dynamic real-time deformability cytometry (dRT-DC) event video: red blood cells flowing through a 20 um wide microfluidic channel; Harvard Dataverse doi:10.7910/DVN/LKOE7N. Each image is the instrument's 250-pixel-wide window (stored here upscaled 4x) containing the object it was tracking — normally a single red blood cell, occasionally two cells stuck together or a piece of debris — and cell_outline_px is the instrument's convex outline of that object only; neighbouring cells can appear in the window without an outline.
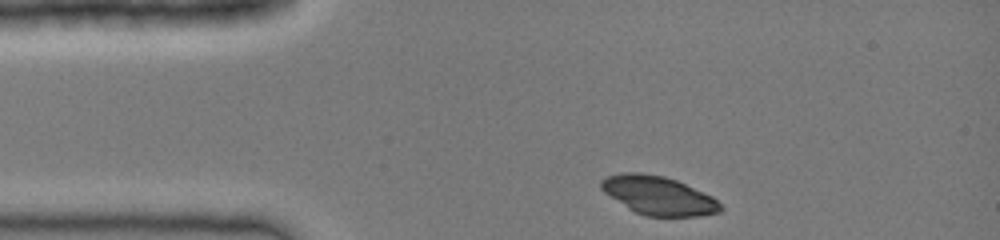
{"species": "common noctule bat (a hibernating species)", "species_latin": "Nyctalus noctula", "temperature_condition": "cold", "stored_images_in_passage": 30, "camera_frame_rate_fps": 3000, "um_per_image_px": 0.085, "animal": {"sex": "female", "body_mass_g": 19.0, "forearm_length_mm": 51.5}, "frame": {"image": 1, "passage_image": 1, "time_ms": 0.0, "image_size_px": [1000, 240], "cell_outline_px": [[724, 208], [720, 212], [700, 216], [644, 216], [628, 208], [604, 192], [600, 188], [600, 180], [604, 176], [620, 172], [640, 172], [664, 176], [676, 180], [712, 196]], "centroid_in_image_um": [55.94, 16.6], "position_along_channel_um": 29.1, "area_um2": 26.93}}
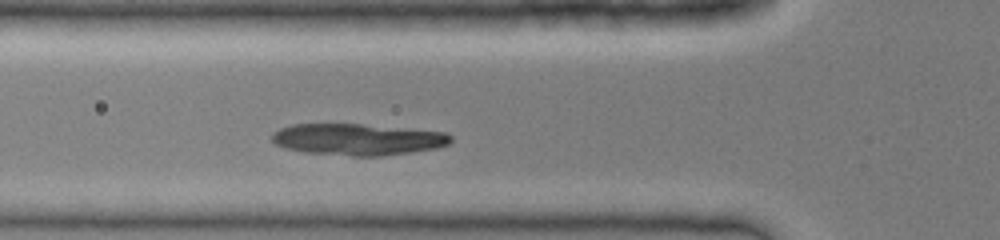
{"frame": {"image": 2, "passage_image": 8, "time_ms": 2.333, "image_size_px": [1000, 240], "cell_outline_px": [[452, 140], [448, 144], [436, 148], [380, 156], [352, 156], [304, 152], [284, 148], [276, 144], [272, 140], [272, 132], [280, 128], [292, 124], [360, 124], [444, 132], [452, 136]], "centroid_in_image_um": [30.35, 11.85], "position_along_channel_um": 95.4, "area_um2": 32.66}}
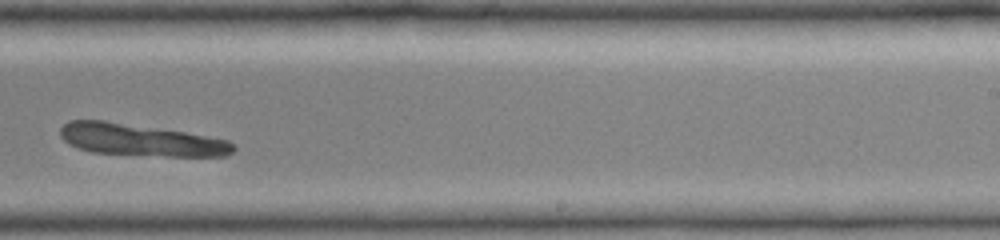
{"frame": {"image": 3, "passage_image": 20, "time_ms": 6.333, "image_size_px": [1000, 240], "cell_outline_px": [[236, 148], [228, 156], [168, 156], [92, 152], [76, 148], [68, 144], [60, 136], [60, 128], [68, 120], [104, 120], [184, 132], [228, 140], [236, 144]], "centroid_in_image_um": [11.94, 11.89], "position_along_channel_um": 277.1, "area_um2": 32.19}}